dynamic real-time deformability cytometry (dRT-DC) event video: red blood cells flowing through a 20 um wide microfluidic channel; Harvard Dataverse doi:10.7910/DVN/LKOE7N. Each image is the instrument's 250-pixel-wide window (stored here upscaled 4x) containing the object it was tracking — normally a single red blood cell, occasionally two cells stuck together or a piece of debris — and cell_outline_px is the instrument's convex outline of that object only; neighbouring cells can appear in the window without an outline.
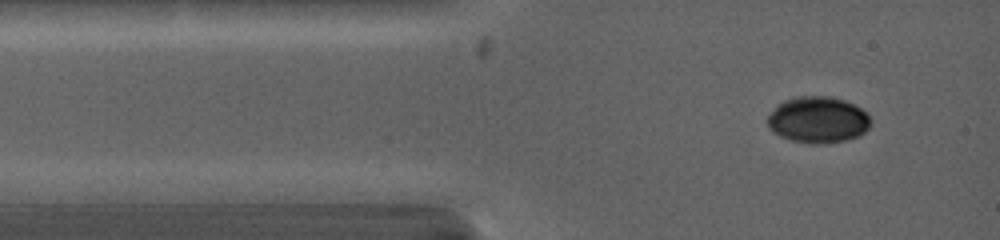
{"species": "common noctule bat (a hibernating species)", "species_latin": "Nyctalus noctula", "temperature_condition": "warm", "stored_images_in_passage": 3, "camera_frame_rate_fps": 5000, "um_per_image_px": 0.085, "animal": {"sex": "female", "body_mass_g": 19.0, "forearm_length_mm": 53.3}, "frame": {"image": 1, "passage_image": 1, "time_ms": 0.0, "image_size_px": [1000, 240], "cell_outline_px": [[872, 124], [860, 136], [848, 140], [824, 144], [816, 144], [792, 140], [780, 136], [772, 132], [768, 128], [768, 116], [776, 104], [784, 100], [796, 96], [824, 96], [844, 100], [868, 112], [872, 120]], "centroid_in_image_um": [69.54, 10.19], "position_along_channel_um": 15.5, "area_um2": 28.21}}
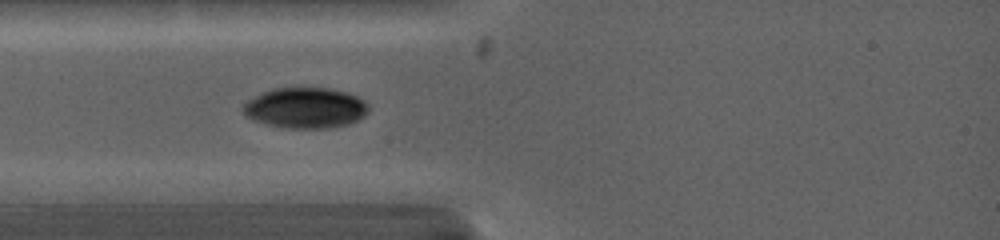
{"frame": {"image": 2, "passage_image": 3, "time_ms": 1.8, "image_size_px": [1000, 240], "cell_outline_px": [[368, 112], [364, 116], [348, 124], [324, 128], [288, 128], [268, 124], [252, 120], [244, 112], [244, 104], [248, 100], [272, 88], [296, 84], [300, 84], [328, 88], [348, 92], [364, 100], [368, 104]], "centroid_in_image_um": [25.97, 9.11], "position_along_channel_um": 59.0, "area_um2": 30.29}}